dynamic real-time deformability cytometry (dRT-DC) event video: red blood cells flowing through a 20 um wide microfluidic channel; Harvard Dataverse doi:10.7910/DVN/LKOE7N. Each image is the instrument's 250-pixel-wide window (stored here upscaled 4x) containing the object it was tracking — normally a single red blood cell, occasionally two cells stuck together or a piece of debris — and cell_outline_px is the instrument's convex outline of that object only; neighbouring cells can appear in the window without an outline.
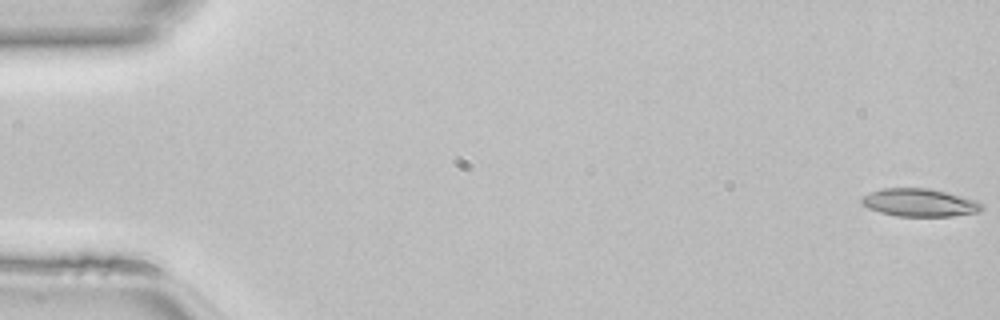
{"species": "common noctule bat (a hibernating species)", "species_latin": "Nyctalus noctula", "temperature_condition": "room temperature", "stored_images_in_passage": 48, "camera_frame_rate_fps": 3000, "um_per_image_px": 0.085, "animal": {"sex": "female", "body_mass_g": 22.7, "forearm_length_mm": 54.2}, "frame": {"image": 1, "passage_image": 1, "time_ms": 0.0, "image_size_px": [1000, 320], "cell_outline_px": [[984, 208], [980, 212], [952, 216], [896, 216], [880, 212], [868, 208], [860, 200], [864, 196], [872, 192], [884, 188], [928, 188], [976, 200], [984, 204]], "centroid_in_image_um": [78.2, 17.23], "position_along_channel_um": 6.8, "area_um2": 19.36}}
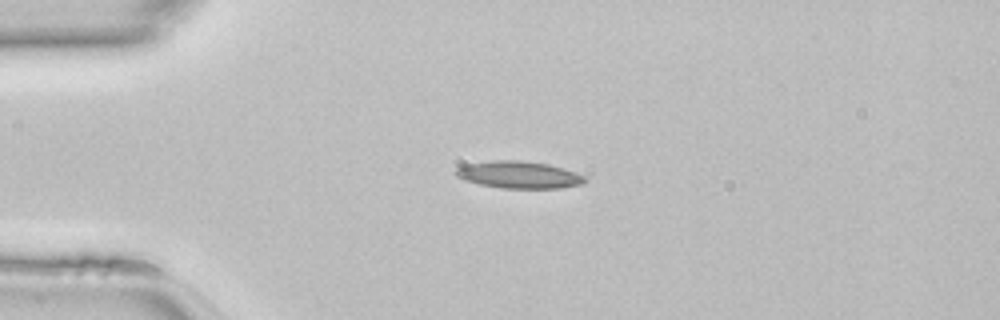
{"frame": {"image": 2, "passage_image": 12, "time_ms": 3.667, "image_size_px": [1000, 320], "cell_outline_px": [[588, 180], [584, 184], [560, 188], [500, 188], [480, 184], [464, 180], [456, 176], [452, 172], [456, 168], [468, 164], [492, 160], [520, 160], [548, 164], [564, 168], [576, 172], [584, 176]], "centroid_in_image_um": [44.11, 14.86], "position_along_channel_um": 40.9, "area_um2": 20.58}}
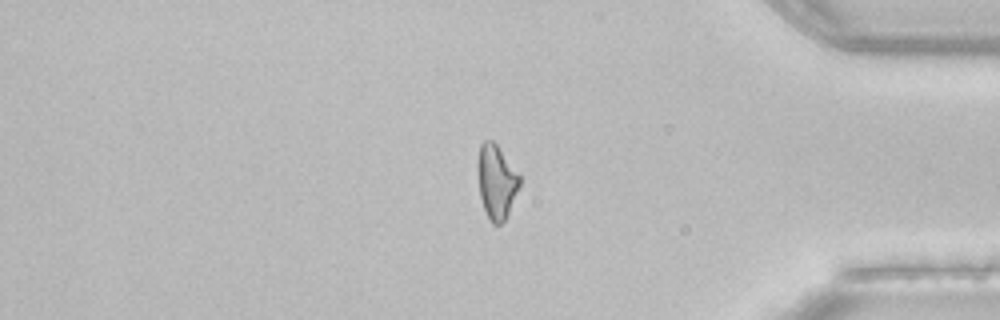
{"frame": {"image": 3, "passage_image": 40, "time_ms": 13.0, "image_size_px": [1000, 320], "cell_outline_px": [[520, 184], [508, 212], [504, 220], [500, 224], [492, 224], [484, 208], [480, 196], [476, 172], [476, 160], [480, 144], [484, 140], [492, 140], [496, 144], [520, 176]], "centroid_in_image_um": [42.14, 15.4], "position_along_channel_um": 393.1, "area_um2": 17.98}}